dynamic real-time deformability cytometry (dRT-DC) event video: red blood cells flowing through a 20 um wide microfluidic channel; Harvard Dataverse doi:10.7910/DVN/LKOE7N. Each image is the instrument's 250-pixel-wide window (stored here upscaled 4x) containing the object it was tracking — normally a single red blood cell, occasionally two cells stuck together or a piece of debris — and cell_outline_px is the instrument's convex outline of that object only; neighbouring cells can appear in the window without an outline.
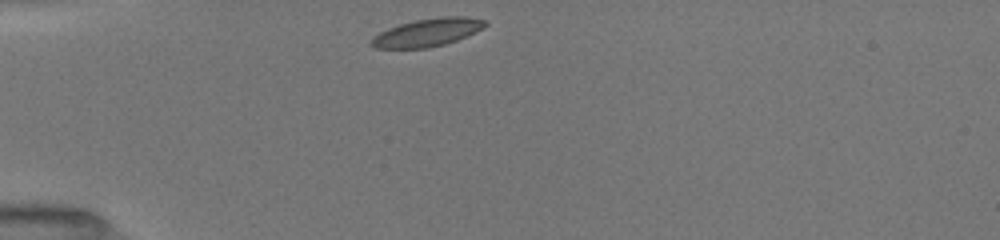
{"species": "common noctule bat (a hibernating species)", "species_latin": "Nyctalus noctula", "temperature_condition": "room temperature", "stored_images_in_passage": 38, "camera_frame_rate_fps": 3000, "um_per_image_px": 0.085, "animal": {"sex": "female", "body_mass_g": 19.5, "forearm_length_mm": 54.1}, "frame": {"image": 1, "passage_image": 1, "time_ms": 0.0, "image_size_px": [1000, 240], "cell_outline_px": [[488, 24], [484, 28], [456, 40], [444, 44], [428, 48], [372, 48], [368, 44], [368, 40], [372, 36], [388, 28], [400, 24], [416, 20], [440, 16], [464, 16], [488, 20]], "centroid_in_image_um": [36.3, 2.76], "position_along_channel_um": 48.7, "area_um2": 18.73}}
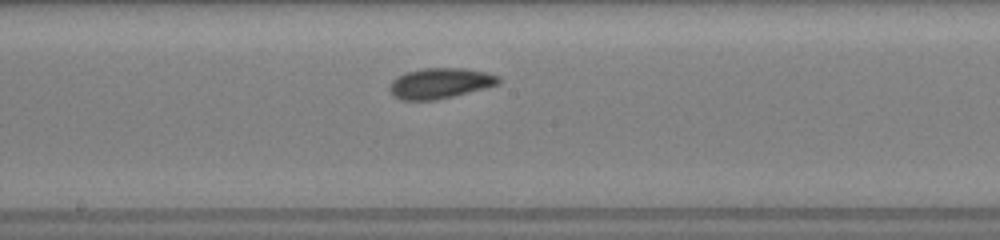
{"frame": {"image": 2, "passage_image": 15, "time_ms": 4.667, "image_size_px": [1000, 240], "cell_outline_px": [[500, 84], [436, 100], [400, 100], [392, 96], [388, 88], [392, 80], [404, 72], [424, 68], [464, 68], [484, 72], [500, 76]], "centroid_in_image_um": [37.36, 7.08], "position_along_channel_um": 210.8, "area_um2": 19.42}}
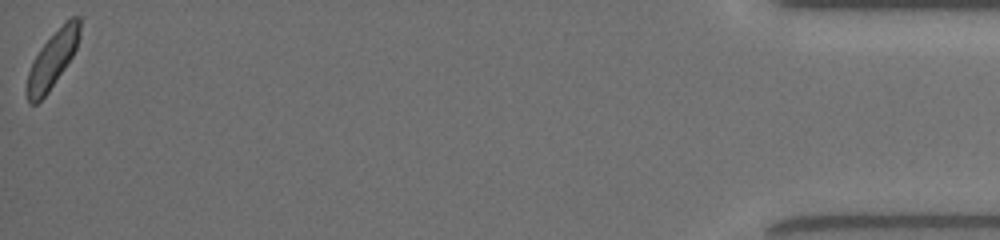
{"frame": {"image": 3, "passage_image": 38, "time_ms": 12.333, "image_size_px": [1000, 240], "cell_outline_px": [[80, 36], [76, 48], [72, 56], [48, 92], [36, 104], [28, 104], [24, 92], [24, 88], [28, 72], [32, 60], [40, 48], [72, 16], [80, 16]], "centroid_in_image_um": [4.4, 5.14], "position_along_channel_um": 430.8, "area_um2": 17.22}, "authors_computed_cell_mechanics": {"area_um2": 18.207, "velocity_mm_per_s": 3.9885, "shape_relaxation_time_tau1_ms": 2.3904, "shape_relaxation_time_tau2_ms": 4.9813, "deformation_change_tau1": 0.0907, "deformation_change_tau2": 0.0938}}